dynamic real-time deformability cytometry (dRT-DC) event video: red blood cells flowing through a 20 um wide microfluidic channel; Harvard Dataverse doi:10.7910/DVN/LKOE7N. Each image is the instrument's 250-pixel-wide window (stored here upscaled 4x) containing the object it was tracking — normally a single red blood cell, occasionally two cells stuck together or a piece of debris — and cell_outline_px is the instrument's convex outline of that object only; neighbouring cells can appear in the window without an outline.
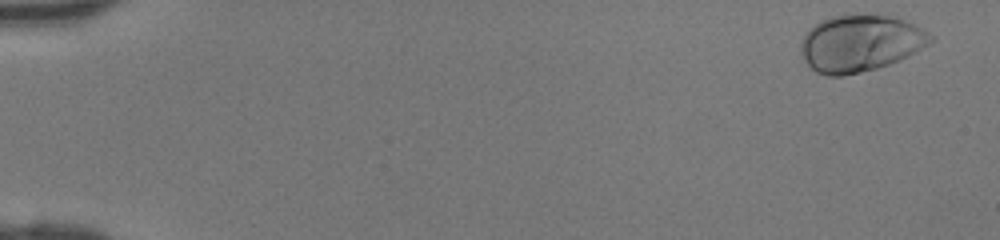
{"species": "human", "species_latin": "Homo sapiens", "temperature_condition": "room temperature", "stored_images_in_passage": 45, "camera_frame_rate_fps": 3000, "um_per_image_px": 0.085, "donor": {"sex": "female"}, "frame": {"image": 1, "passage_image": 1, "time_ms": 0.0, "image_size_px": [1000, 240], "cell_outline_px": [[932, 40], [928, 44], [908, 56], [900, 60], [876, 68], [860, 72], [840, 76], [828, 76], [816, 72], [804, 60], [800, 52], [800, 44], [804, 36], [820, 20], [828, 16], [892, 12], [924, 28], [932, 36]], "centroid_in_image_um": [73.17, 3.62], "position_along_channel_um": 11.8, "area_um2": 43.64}}
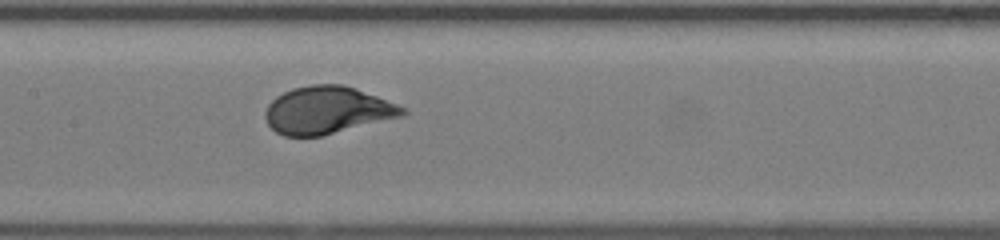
{"frame": {"image": 2, "passage_image": 23, "time_ms": 7.333, "image_size_px": [1000, 240], "cell_outline_px": [[408, 112], [400, 116], [320, 136], [284, 136], [276, 132], [268, 124], [264, 116], [264, 112], [268, 104], [276, 96], [292, 88], [312, 84], [340, 84], [356, 88], [408, 108]], "centroid_in_image_um": [27.79, 9.35], "position_along_channel_um": 179.6, "area_um2": 37.69}}
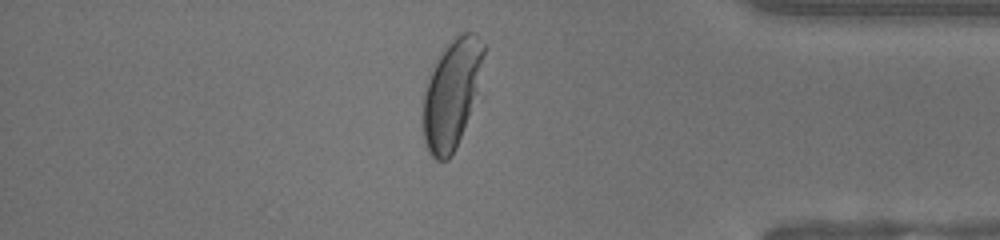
{"frame": {"image": 3, "passage_image": 39, "time_ms": 12.667, "image_size_px": [1000, 240], "cell_outline_px": [[484, 52], [476, 96], [460, 136], [448, 160], [436, 160], [428, 152], [424, 144], [424, 92], [428, 72], [444, 48], [456, 32], [476, 32], [484, 44]], "centroid_in_image_um": [38.37, 7.89], "position_along_channel_um": 396.8, "area_um2": 38.09}}